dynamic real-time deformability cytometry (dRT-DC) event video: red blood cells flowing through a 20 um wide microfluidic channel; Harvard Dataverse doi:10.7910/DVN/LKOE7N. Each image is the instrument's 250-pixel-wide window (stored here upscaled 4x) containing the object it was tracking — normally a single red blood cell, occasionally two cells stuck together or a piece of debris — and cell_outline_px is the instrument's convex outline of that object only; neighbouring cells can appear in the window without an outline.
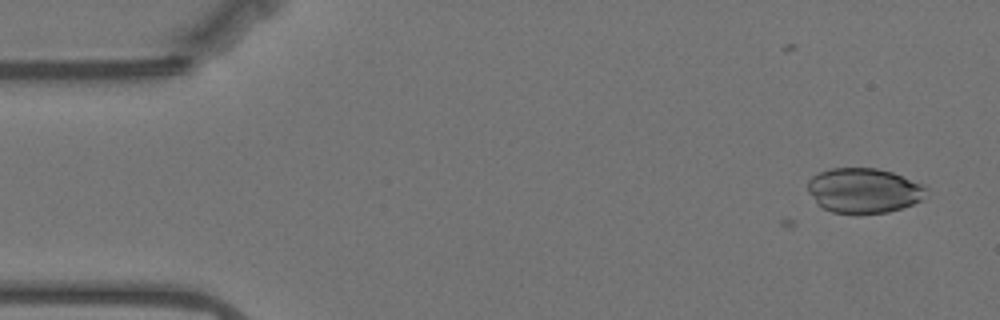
{"species": "Egyptian fruit bat (a non-hibernating species)", "species_latin": "Rousettus aegyptiacus", "temperature_condition": "warm", "stored_images_in_passage": 8, "camera_frame_rate_fps": 3000, "um_per_image_px": 0.085, "animal": {"sex": "female"}, "frame": {"image": 1, "passage_image": 1, "time_ms": 0.0, "image_size_px": [1000, 320], "cell_outline_px": [[928, 188], [920, 200], [912, 204], [888, 212], [860, 216], [856, 216], [832, 212], [824, 208], [808, 192], [808, 180], [812, 176], [820, 172], [832, 168], [876, 168], [892, 172], [924, 184]], "centroid_in_image_um": [73.42, 16.22], "position_along_channel_um": 11.6, "area_um2": 31.33}}